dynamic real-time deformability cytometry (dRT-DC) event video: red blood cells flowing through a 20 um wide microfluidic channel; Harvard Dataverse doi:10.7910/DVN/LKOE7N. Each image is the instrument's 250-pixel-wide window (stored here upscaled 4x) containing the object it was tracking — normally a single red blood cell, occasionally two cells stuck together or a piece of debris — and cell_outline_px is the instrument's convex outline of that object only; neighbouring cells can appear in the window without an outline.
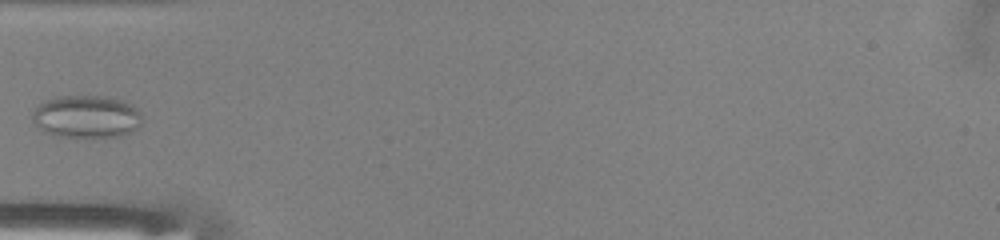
{"species": "common noctule bat (a hibernating species)", "species_latin": "Nyctalus noctula", "temperature_condition": "warm", "stored_images_in_passage": 35, "camera_frame_rate_fps": 3000, "um_per_image_px": 0.085, "animal": {"sex": "male", "body_mass_g": 13.0, "forearm_length_mm": 53.1}, "frame": {"image": 1, "passage_image": 1, "time_ms": 0.0, "image_size_px": [1000, 240], "cell_outline_px": [[140, 124], [136, 128], [120, 136], [56, 136], [44, 132], [32, 120], [32, 112], [44, 100], [56, 96], [108, 96], [132, 104], [140, 112]], "centroid_in_image_um": [7.31, 9.89], "position_along_channel_um": 77.7, "area_um2": 26.99}}
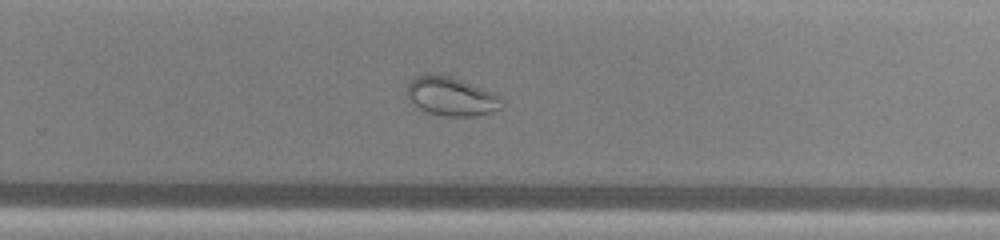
{"frame": {"image": 2, "passage_image": 17, "time_ms": 5.333, "image_size_px": [1000, 240], "cell_outline_px": [[504, 104], [500, 108], [476, 116], [444, 116], [428, 112], [416, 108], [408, 96], [408, 84], [416, 76], [428, 72], [448, 76], [460, 80], [492, 92], [500, 96]], "centroid_in_image_um": [38.33, 8.19], "position_along_channel_um": 291.5, "area_um2": 21.21}}
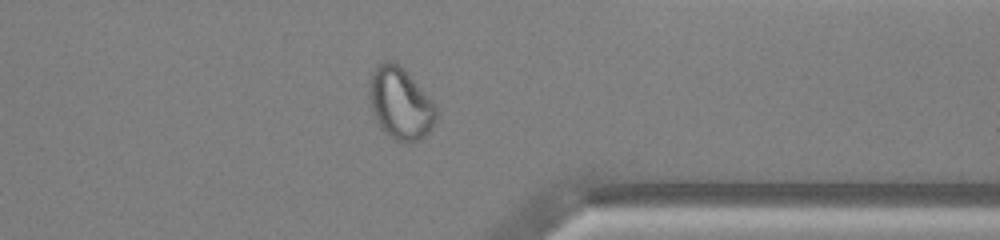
{"frame": {"image": 3, "passage_image": 24, "time_ms": 7.667, "image_size_px": [1000, 240], "cell_outline_px": [[440, 112], [432, 128], [420, 140], [396, 140], [380, 128], [376, 120], [372, 108], [368, 92], [372, 72], [376, 64], [384, 60], [392, 60], [432, 100]], "centroid_in_image_um": [34.03, 8.79], "position_along_channel_um": 377.4, "area_um2": 27.46}}